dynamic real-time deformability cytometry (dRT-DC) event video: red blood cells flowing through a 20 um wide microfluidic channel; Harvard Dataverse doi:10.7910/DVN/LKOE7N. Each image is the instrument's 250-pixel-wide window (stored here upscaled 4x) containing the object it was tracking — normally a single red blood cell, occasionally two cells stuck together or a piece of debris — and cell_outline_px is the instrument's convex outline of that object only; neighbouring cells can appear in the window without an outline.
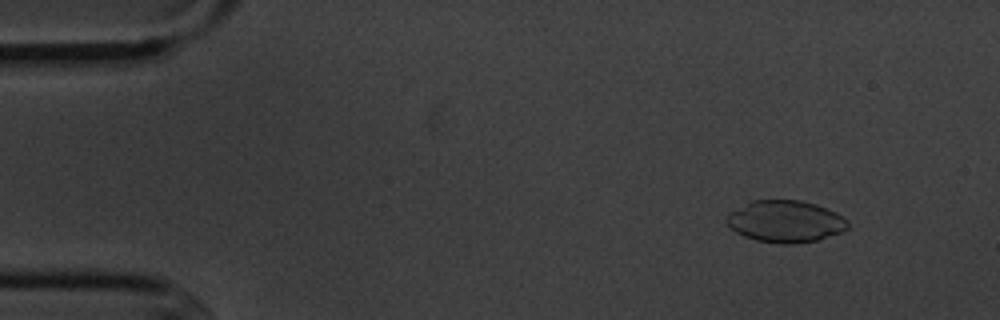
{"species": "common noctule bat (a hibernating species)", "species_latin": "Nyctalus noctula", "temperature_condition": "cold", "stored_images_in_passage": 7, "camera_frame_rate_fps": 3000, "um_per_image_px": 0.085, "animal": {"sex": "male", "body_mass_g": 20.1, "forearm_length_mm": 53.5}, "frame": {"image": 1, "passage_image": 2, "time_ms": 1.0, "image_size_px": [1000, 320], "cell_outline_px": [[848, 228], [844, 232], [816, 240], [792, 244], [780, 244], [756, 240], [744, 236], [736, 232], [724, 220], [728, 212], [752, 200], [800, 200], [816, 204], [836, 212], [848, 220]], "centroid_in_image_um": [66.76, 18.82], "position_along_channel_um": 18.2, "area_um2": 29.77}}